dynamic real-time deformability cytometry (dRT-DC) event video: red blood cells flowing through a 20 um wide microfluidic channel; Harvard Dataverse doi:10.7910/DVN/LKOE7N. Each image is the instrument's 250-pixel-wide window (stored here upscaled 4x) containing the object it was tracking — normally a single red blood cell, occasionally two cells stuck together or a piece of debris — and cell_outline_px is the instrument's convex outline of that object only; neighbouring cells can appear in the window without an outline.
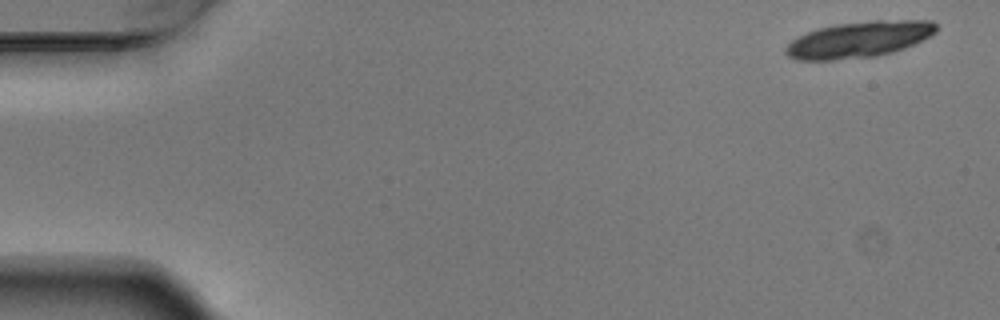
{"species": "Egyptian fruit bat (a non-hibernating species)", "species_latin": "Rousettus aegyptiacus", "temperature_condition": "warm", "stored_images_in_passage": 4, "camera_frame_rate_fps": 3000, "um_per_image_px": 0.085, "animal": {"sex": "male"}, "frame": {"image": 1, "passage_image": 1, "time_ms": 0.0, "image_size_px": [1000, 320], "cell_outline_px": [[936, 32], [904, 48], [892, 52], [876, 56], [832, 60], [796, 60], [788, 56], [784, 52], [784, 48], [792, 40], [808, 32], [820, 28], [836, 24], [872, 20], [932, 20], [936, 24]], "centroid_in_image_um": [72.99, 3.35], "position_along_channel_um": 12.0, "area_um2": 31.44}}